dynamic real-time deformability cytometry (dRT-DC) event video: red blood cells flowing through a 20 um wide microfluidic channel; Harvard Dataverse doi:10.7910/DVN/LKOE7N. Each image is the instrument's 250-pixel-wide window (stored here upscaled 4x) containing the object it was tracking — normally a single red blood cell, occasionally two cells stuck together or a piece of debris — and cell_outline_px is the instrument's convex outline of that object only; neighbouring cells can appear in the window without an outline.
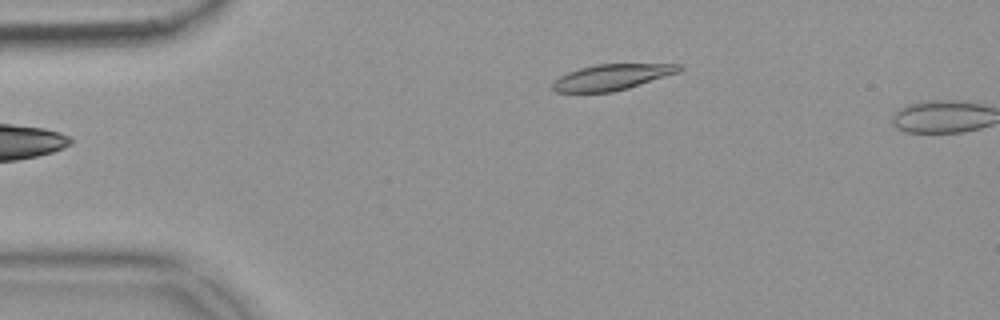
{"species": "common noctule bat (a hibernating species)", "species_latin": "Nyctalus noctula", "temperature_condition": "warm", "stored_images_in_passage": 3, "camera_frame_rate_fps": 3000, "um_per_image_px": 0.085, "animal": {"sex": "female", "body_mass_g": 18.4}, "frame": {"image": 1, "passage_image": 2, "time_ms": 0.333, "image_size_px": [1000, 320], "cell_outline_px": [[684, 68], [680, 72], [628, 88], [612, 92], [556, 92], [552, 88], [552, 80], [568, 72], [580, 68], [596, 64], [684, 64]], "centroid_in_image_um": [52.02, 6.55], "position_along_channel_um": 33.0, "area_um2": 19.13}}